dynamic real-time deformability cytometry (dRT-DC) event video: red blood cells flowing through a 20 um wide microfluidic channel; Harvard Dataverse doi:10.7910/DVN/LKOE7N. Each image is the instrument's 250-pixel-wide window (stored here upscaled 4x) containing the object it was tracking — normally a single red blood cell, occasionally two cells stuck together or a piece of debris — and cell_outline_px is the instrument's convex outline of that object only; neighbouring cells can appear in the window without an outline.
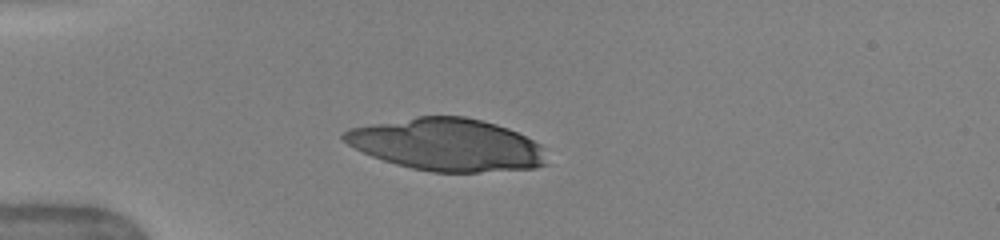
{"species": "human", "species_latin": "Homo sapiens", "temperature_condition": "warm", "stored_images_in_passage": 31, "camera_frame_rate_fps": 3000, "um_per_image_px": 0.085, "donor": {"sex": "female"}, "frame": {"image": 1, "passage_image": 1, "time_ms": 0.0, "image_size_px": [1000, 240], "cell_outline_px": [[548, 164], [536, 168], [480, 172], [432, 172], [412, 168], [396, 164], [372, 156], [348, 144], [340, 136], [348, 128], [416, 116], [464, 116], [496, 124], [508, 128], [540, 144]], "centroid_in_image_um": [37.99, 12.3], "position_along_channel_um": 47.0, "area_um2": 61.61}}